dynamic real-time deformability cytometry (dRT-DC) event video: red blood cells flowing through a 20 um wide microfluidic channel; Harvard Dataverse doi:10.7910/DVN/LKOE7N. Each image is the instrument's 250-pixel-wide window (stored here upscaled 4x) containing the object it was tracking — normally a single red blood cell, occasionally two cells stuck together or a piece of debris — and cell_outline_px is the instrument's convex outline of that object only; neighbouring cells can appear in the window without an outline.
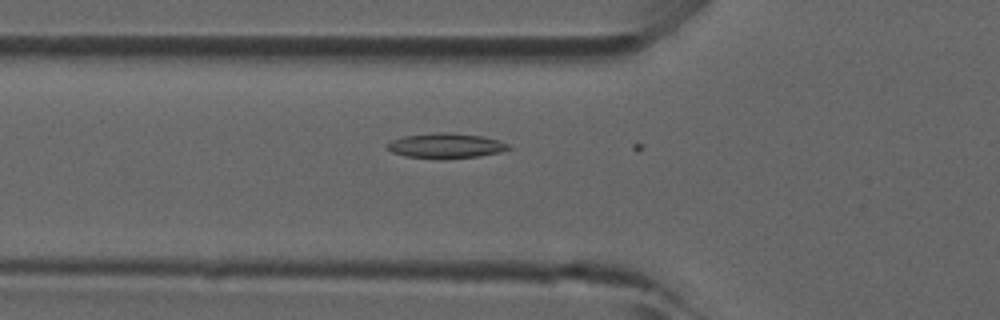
{"species": "common noctule bat (a hibernating species)", "species_latin": "Nyctalus noctula", "temperature_condition": "room temperature", "stored_images_in_passage": 3, "camera_frame_rate_fps": 3000, "um_per_image_px": 0.085, "animal": {"sex": "male", "forearm_length_mm": 52.5}, "frame": {"image": 1, "passage_image": 2, "time_ms": 0.333, "image_size_px": [1000, 320], "cell_outline_px": [[512, 148], [500, 152], [480, 156], [444, 160], [404, 156], [392, 152], [384, 148], [384, 144], [392, 140], [404, 136], [440, 132], [452, 132], [484, 136], [508, 144]], "centroid_in_image_um": [37.86, 12.4], "position_along_channel_um": 87.9, "area_um2": 18.09}}